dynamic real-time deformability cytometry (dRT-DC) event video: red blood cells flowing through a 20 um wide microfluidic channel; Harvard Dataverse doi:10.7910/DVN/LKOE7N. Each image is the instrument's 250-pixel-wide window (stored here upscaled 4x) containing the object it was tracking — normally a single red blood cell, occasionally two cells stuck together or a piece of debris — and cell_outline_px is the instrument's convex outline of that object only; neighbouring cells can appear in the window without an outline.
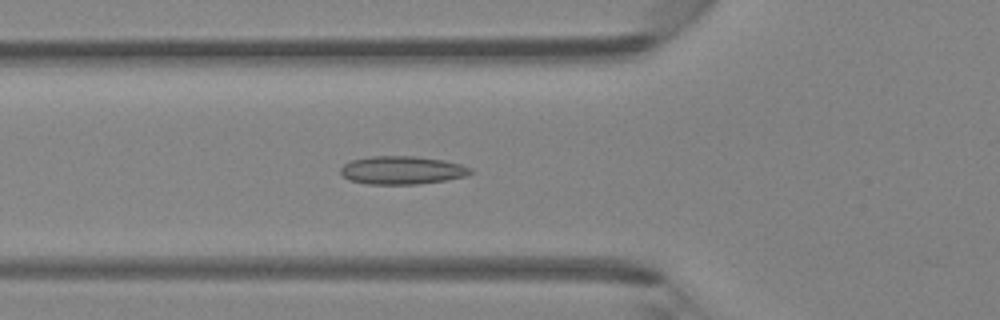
{"species": "Egyptian fruit bat (a non-hibernating species)", "species_latin": "Rousettus aegyptiacus", "temperature_condition": "room temperature", "stored_images_in_passage": 40, "camera_frame_rate_fps": 3000, "um_per_image_px": 0.085, "animal": {"sex": "female"}, "frame": {"image": 1, "passage_image": 16, "time_ms": 5.0, "image_size_px": [1000, 320], "cell_outline_px": [[472, 172], [464, 176], [444, 180], [416, 184], [368, 184], [348, 180], [340, 172], [340, 168], [348, 160], [372, 156], [416, 156], [444, 160], [460, 164], [472, 168]], "centroid_in_image_um": [34.13, 14.46], "position_along_channel_um": 91.7, "area_um2": 21.33}}
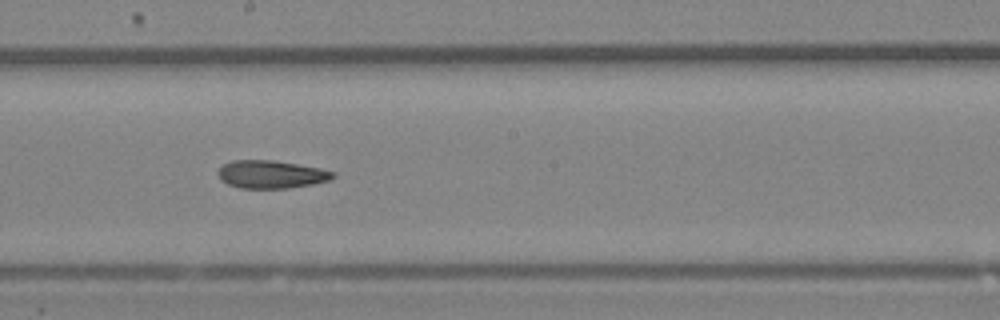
{"frame": {"image": 2, "passage_image": 25, "time_ms": 8.0, "image_size_px": [1000, 320], "cell_outline_px": [[336, 176], [332, 180], [312, 184], [288, 188], [240, 188], [228, 184], [220, 180], [216, 172], [224, 164], [232, 160], [272, 160], [320, 168], [336, 172]], "centroid_in_image_um": [23.06, 14.82], "position_along_channel_um": 225.1, "area_um2": 18.79}}
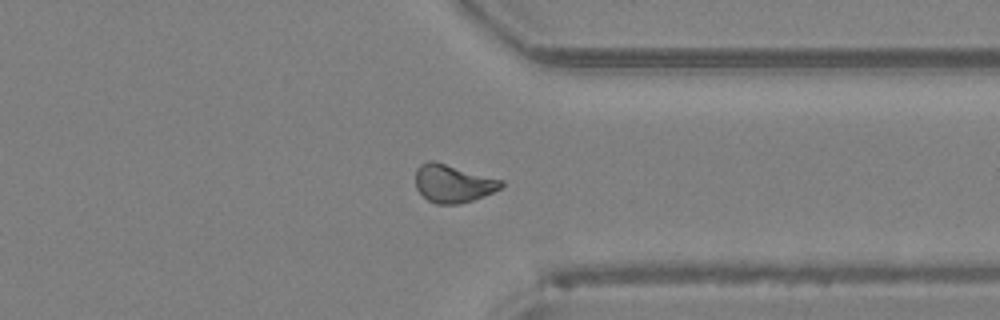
{"frame": {"image": 3, "passage_image": 35, "time_ms": 11.333, "image_size_px": [1000, 320], "cell_outline_px": [[504, 184], [500, 188], [484, 196], [472, 200], [456, 204], [436, 204], [428, 200], [416, 188], [416, 168], [420, 164], [428, 160], [436, 160], [504, 180]], "centroid_in_image_um": [38.5, 15.56], "position_along_channel_um": 372.9, "area_um2": 19.13}}